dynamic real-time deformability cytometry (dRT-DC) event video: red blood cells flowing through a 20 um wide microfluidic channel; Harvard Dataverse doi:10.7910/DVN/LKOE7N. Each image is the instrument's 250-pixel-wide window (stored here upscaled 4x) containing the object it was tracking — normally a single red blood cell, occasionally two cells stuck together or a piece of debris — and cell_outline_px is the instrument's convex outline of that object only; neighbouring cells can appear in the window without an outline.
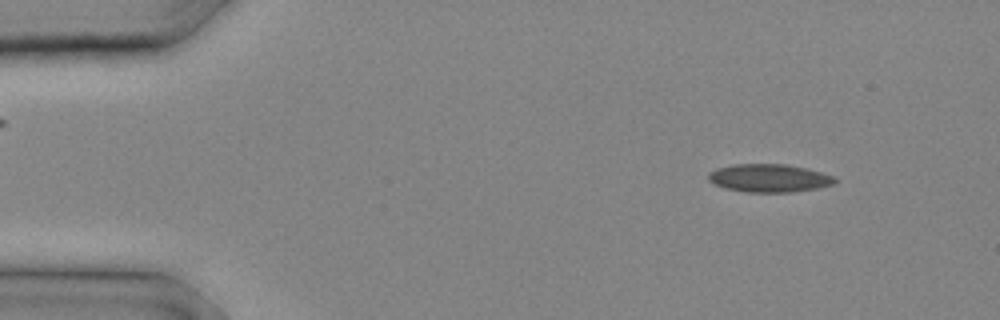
{"species": "common noctule bat (a hibernating species)", "species_latin": "Nyctalus noctula", "temperature_condition": "cold", "stored_images_in_passage": 8, "camera_frame_rate_fps": 3000, "um_per_image_px": 0.085, "animal": {"sex": "male", "body_mass_g": 20.4}, "frame": {"image": 1, "passage_image": 2, "time_ms": 0.333, "image_size_px": [1000, 320], "cell_outline_px": [[836, 184], [820, 188], [792, 192], [744, 192], [724, 188], [708, 180], [708, 172], [716, 168], [732, 164], [784, 164], [804, 168], [820, 172], [832, 176], [836, 180]], "centroid_in_image_um": [65.35, 15.14], "position_along_channel_um": 19.6, "area_um2": 20.75}}
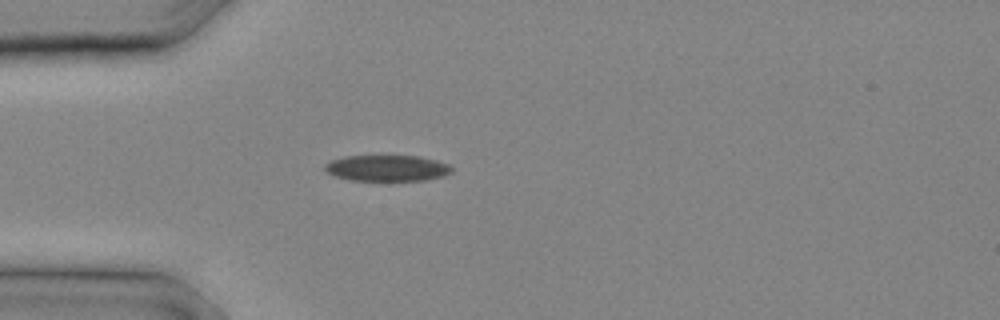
{"frame": {"image": 2, "passage_image": 6, "time_ms": 1.667, "image_size_px": [1000, 320], "cell_outline_px": [[452, 172], [444, 176], [424, 180], [348, 180], [336, 176], [328, 172], [324, 168], [324, 164], [332, 160], [344, 156], [416, 156], [436, 160], [448, 164], [452, 168]], "centroid_in_image_um": [32.9, 14.29], "position_along_channel_um": 52.1, "area_um2": 19.13}}